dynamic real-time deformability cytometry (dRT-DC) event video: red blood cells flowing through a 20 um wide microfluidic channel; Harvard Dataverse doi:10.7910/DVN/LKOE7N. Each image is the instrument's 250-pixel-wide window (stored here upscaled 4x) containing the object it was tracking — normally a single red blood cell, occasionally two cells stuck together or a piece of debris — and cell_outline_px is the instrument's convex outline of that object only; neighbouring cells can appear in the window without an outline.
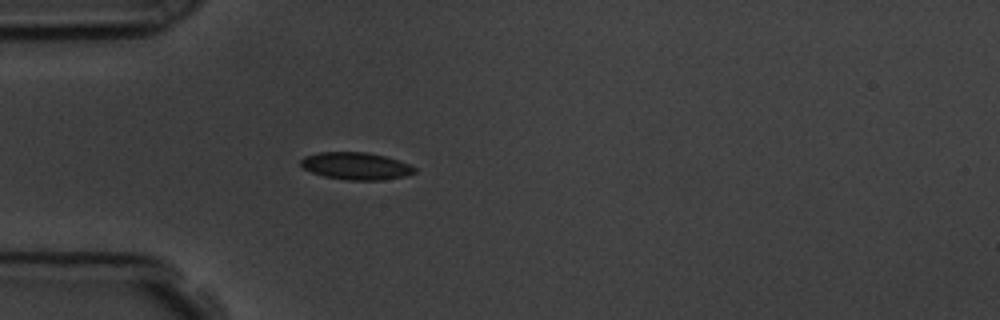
{"species": "common noctule bat (a hibernating species)", "species_latin": "Nyctalus noctula", "temperature_condition": "room temperature", "stored_images_in_passage": 41, "camera_frame_rate_fps": 3000, "um_per_image_px": 0.085, "animal": {"sex": "male", "body_mass_g": 19.5, "forearm_length_mm": 54.6}, "frame": {"image": 1, "passage_image": 1, "time_ms": 0.0, "image_size_px": [1000, 320], "cell_outline_px": [[416, 172], [404, 176], [384, 180], [348, 180], [324, 176], [312, 172], [304, 168], [300, 164], [300, 160], [304, 156], [320, 152], [364, 152], [384, 156], [408, 164], [416, 168]], "centroid_in_image_um": [30.24, 14.11], "position_along_channel_um": 54.8, "area_um2": 17.92}}
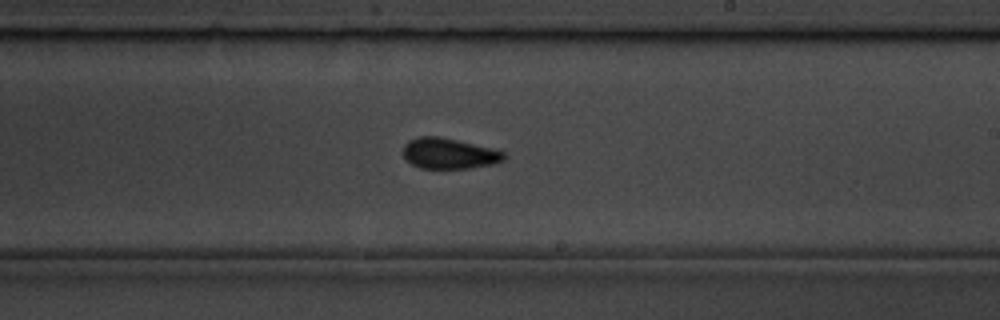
{"frame": {"image": 2, "passage_image": 18, "time_ms": 5.667, "image_size_px": [1000, 320], "cell_outline_px": [[508, 156], [504, 160], [492, 164], [468, 168], [420, 168], [412, 164], [400, 152], [404, 144], [408, 140], [416, 136], [440, 136], [504, 152]], "centroid_in_image_um": [38.1, 13.04], "position_along_channel_um": 250.9, "area_um2": 17.98}}
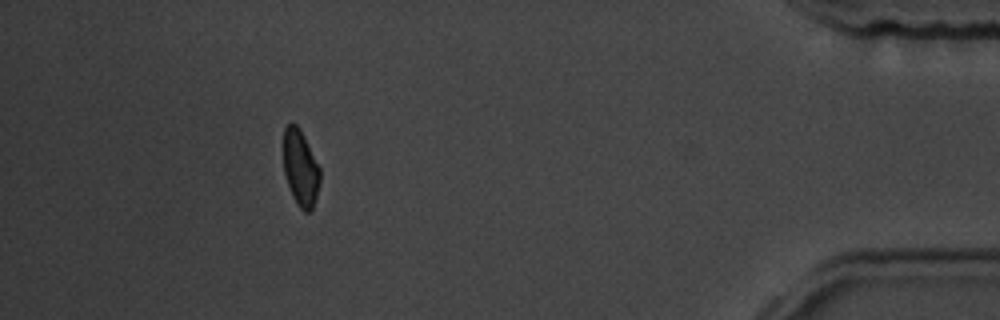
{"frame": {"image": 3, "passage_image": 36, "time_ms": 11.667, "image_size_px": [1000, 320], "cell_outline_px": [[320, 180], [312, 212], [304, 212], [296, 204], [292, 196], [284, 172], [284, 128], [292, 120], [300, 128], [320, 168]], "centroid_in_image_um": [25.54, 14.28], "position_along_channel_um": 409.7, "area_um2": 16.3}, "authors_computed_cell_mechanics": {"area_um2": 17.5134, "velocity_mm_per_s": 3.5836, "shape_relaxation_time_tau1_ms": 2.3782, "shape_relaxation_time_tau2_ms": 2.4722, "deformation_change_tau1": 0.1007, "deformation_change_tau2": 0.0645}}